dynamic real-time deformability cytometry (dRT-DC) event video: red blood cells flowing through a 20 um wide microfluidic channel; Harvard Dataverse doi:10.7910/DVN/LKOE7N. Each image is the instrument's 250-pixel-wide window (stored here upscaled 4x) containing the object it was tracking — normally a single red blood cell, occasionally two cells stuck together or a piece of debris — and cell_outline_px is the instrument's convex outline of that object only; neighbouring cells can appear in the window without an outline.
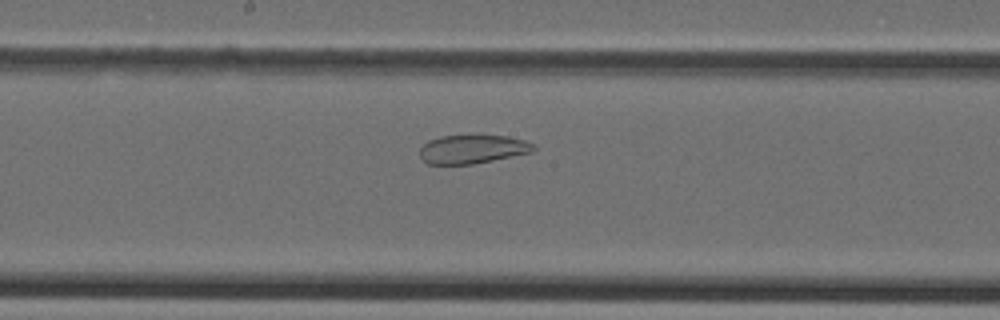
{"species": "Egyptian fruit bat (a non-hibernating species)", "species_latin": "Rousettus aegyptiacus", "temperature_condition": "cold", "stored_images_in_passage": 45, "camera_frame_rate_fps": 3000, "um_per_image_px": 0.085, "animal": {"sex": "female"}, "frame": {"image": 1, "passage_image": 23, "time_ms": 7.333, "image_size_px": [1000, 320], "cell_outline_px": [[536, 148], [532, 152], [472, 164], [428, 164], [420, 156], [420, 148], [428, 140], [440, 136], [476, 132], [508, 136], [524, 140], [536, 144]], "centroid_in_image_um": [40.18, 12.62], "position_along_channel_um": 208.0, "area_um2": 19.83}}
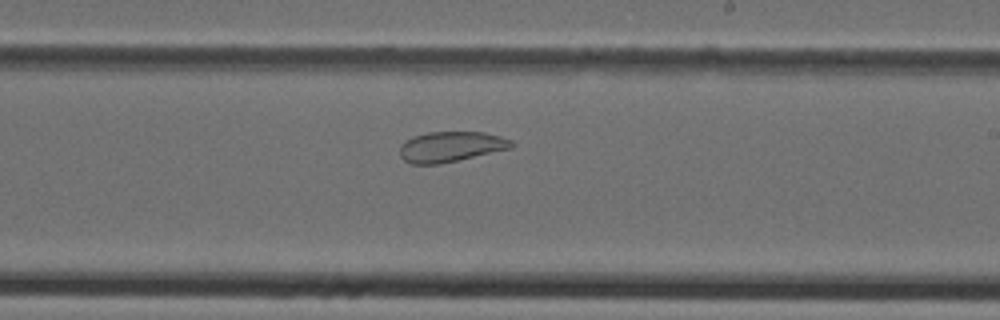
{"frame": {"image": 2, "passage_image": 26, "time_ms": 8.333, "image_size_px": [1000, 320], "cell_outline_px": [[512, 148], [440, 164], [408, 164], [400, 156], [400, 144], [404, 140], [412, 136], [428, 132], [484, 132], [500, 136], [512, 140]], "centroid_in_image_um": [38.27, 12.47], "position_along_channel_um": 250.7, "area_um2": 19.88}}
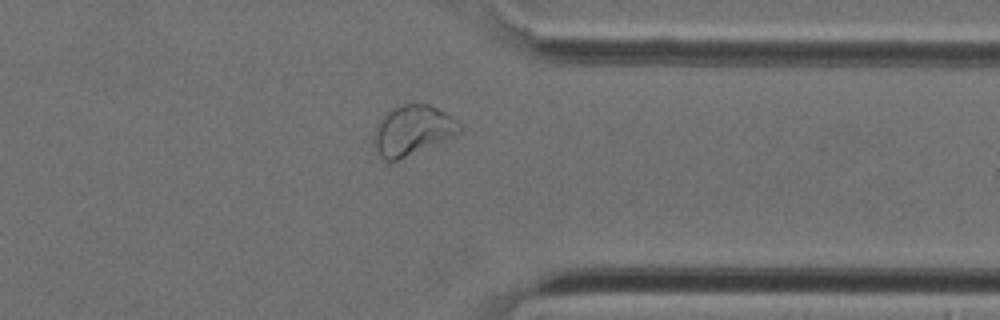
{"frame": {"image": 3, "passage_image": 35, "time_ms": 11.333, "image_size_px": [1000, 320], "cell_outline_px": [[460, 132], [396, 160], [384, 160], [376, 152], [376, 128], [380, 120], [392, 108], [404, 104], [428, 104], [444, 112], [456, 120], [460, 124]], "centroid_in_image_um": [35.05, 11.05], "position_along_channel_um": 376.3, "area_um2": 23.64}}